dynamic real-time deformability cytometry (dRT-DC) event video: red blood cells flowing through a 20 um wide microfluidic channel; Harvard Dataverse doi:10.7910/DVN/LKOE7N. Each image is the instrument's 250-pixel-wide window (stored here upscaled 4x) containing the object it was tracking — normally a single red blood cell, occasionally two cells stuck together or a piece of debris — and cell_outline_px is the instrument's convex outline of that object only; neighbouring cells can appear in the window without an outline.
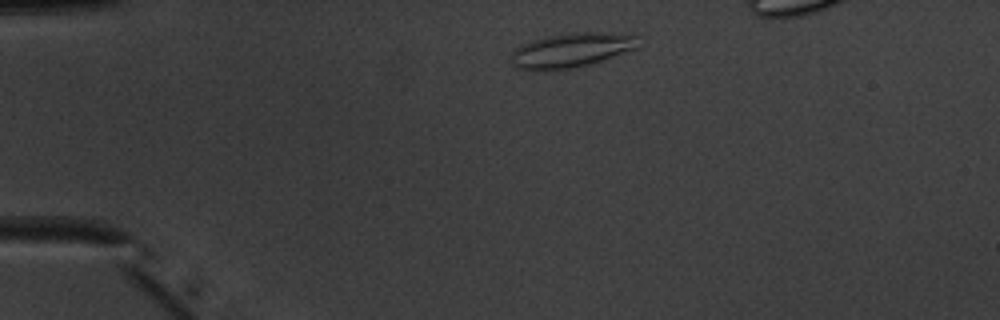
{"species": "common noctule bat (a hibernating species)", "species_latin": "Nyctalus noctula", "temperature_condition": "warm", "stored_images_in_passage": 39, "segment_of_instrument_passage": [1, 2], "camera_frame_rate_fps": 3000, "um_per_image_px": 0.085, "animal": {"sex": "male", "body_mass_g": 20.1, "forearm_length_mm": 53.5}, "frame": {"image": 1, "passage_image": 3, "time_ms": 0.667, "image_size_px": [1000, 320], "cell_outline_px": [[640, 48], [588, 64], [572, 68], [552, 72], [532, 72], [512, 68], [508, 56], [512, 48], [532, 40], [548, 36], [572, 32], [600, 32], [640, 36]], "centroid_in_image_um": [48.46, 4.3], "position_along_channel_um": 36.5, "area_um2": 26.65}}
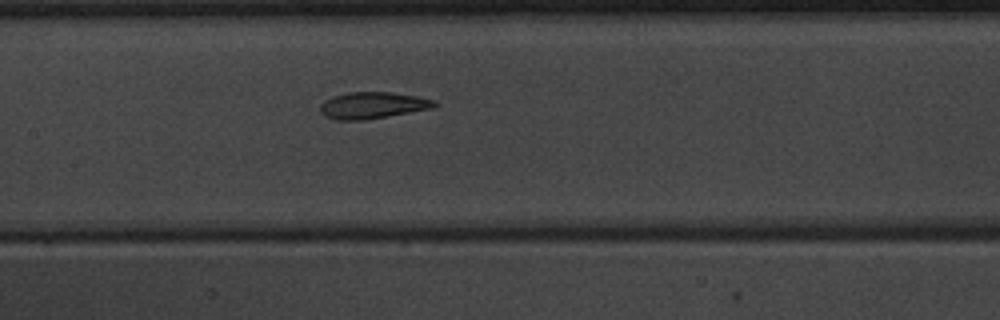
{"frame": {"image": 2, "passage_image": 17, "time_ms": 5.333, "image_size_px": [1000, 320], "cell_outline_px": [[436, 104], [432, 108], [388, 116], [364, 120], [336, 120], [324, 116], [320, 112], [320, 104], [324, 100], [332, 96], [348, 92], [392, 92], [416, 96], [436, 100]], "centroid_in_image_um": [31.62, 8.95], "position_along_channel_um": 175.8, "area_um2": 17.74}}
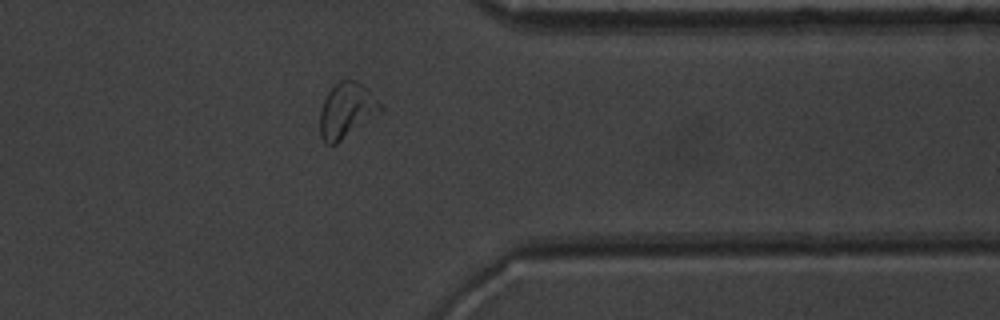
{"frame": {"image": 3, "passage_image": 33, "time_ms": 10.667, "image_size_px": [1000, 320], "cell_outline_px": [[384, 108], [380, 112], [336, 144], [328, 144], [320, 136], [320, 112], [324, 100], [328, 92], [340, 80], [352, 80], [364, 84], [368, 88]], "centroid_in_image_um": [29.47, 9.37], "position_along_channel_um": 381.9, "area_um2": 19.13}}